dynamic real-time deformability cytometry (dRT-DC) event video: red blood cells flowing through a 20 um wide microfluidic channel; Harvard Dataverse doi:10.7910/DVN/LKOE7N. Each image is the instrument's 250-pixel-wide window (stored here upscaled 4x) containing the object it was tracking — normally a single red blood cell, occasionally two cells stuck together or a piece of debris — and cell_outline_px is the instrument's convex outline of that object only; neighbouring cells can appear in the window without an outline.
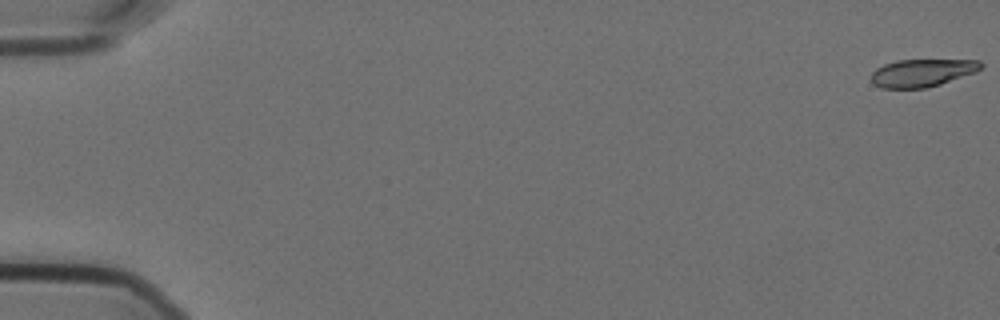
{"species": "Egyptian fruit bat (a non-hibernating species)", "species_latin": "Rousettus aegyptiacus", "temperature_condition": "cold", "stored_images_in_passage": 58, "camera_frame_rate_fps": 3000, "um_per_image_px": 0.085, "animal": {"sex": "female"}, "frame": {"image": 1, "passage_image": 1, "time_ms": 0.0, "image_size_px": [1000, 320], "cell_outline_px": [[984, 64], [976, 72], [928, 88], [880, 88], [872, 80], [872, 72], [876, 68], [884, 64], [896, 60], [980, 60]], "centroid_in_image_um": [78.39, 6.18], "position_along_channel_um": 6.6, "area_um2": 17.63}}
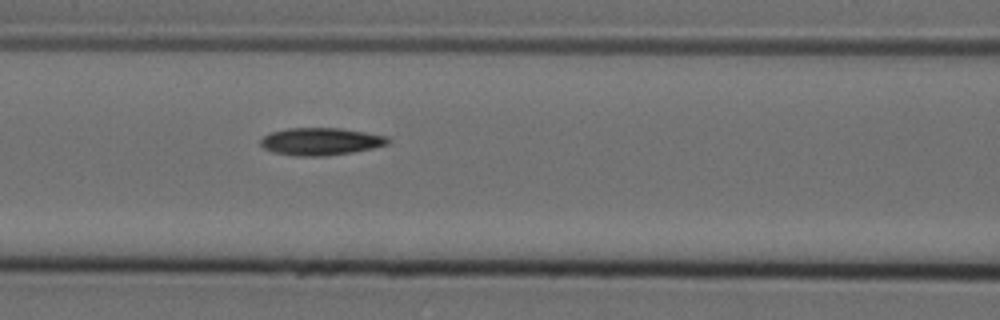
{"frame": {"image": 2, "passage_image": 26, "time_ms": 8.333, "image_size_px": [1000, 320], "cell_outline_px": [[392, 140], [388, 144], [372, 148], [352, 152], [324, 156], [296, 156], [272, 152], [264, 148], [260, 144], [260, 140], [264, 136], [272, 132], [288, 128], [340, 128], [388, 136]], "centroid_in_image_um": [27.27, 12.02], "position_along_channel_um": 139.3, "area_um2": 20.35}}
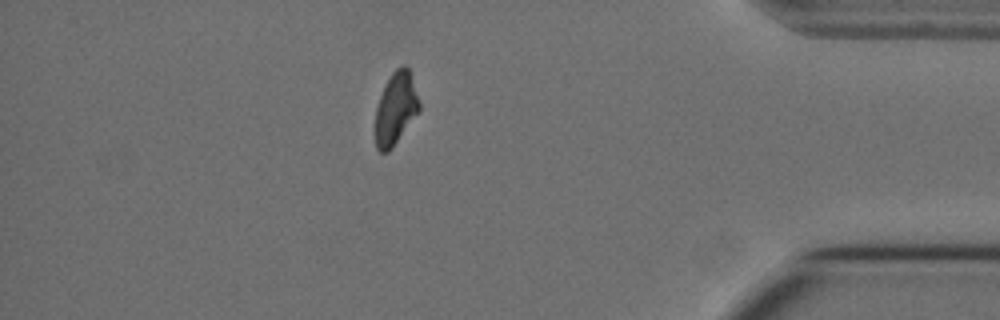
{"frame": {"image": 3, "passage_image": 51, "time_ms": 16.667, "image_size_px": [1000, 320], "cell_outline_px": [[420, 108], [392, 148], [388, 152], [380, 152], [376, 148], [376, 108], [380, 96], [392, 72], [396, 68], [404, 64], [408, 64], [420, 104]], "centroid_in_image_um": [33.63, 9.19], "position_along_channel_um": 401.6, "area_um2": 18.15}, "authors_computed_cell_mechanics": {"area_um2": 19.3052, "velocity_mm_per_s": 3.5627, "shape_relaxation_time_tau1_ms": 8.4864, "shape_relaxation_time_tau2_ms": 8.9168, "deformation_change_tau1": 0.2101, "deformation_change_tau2": 0.1619}}